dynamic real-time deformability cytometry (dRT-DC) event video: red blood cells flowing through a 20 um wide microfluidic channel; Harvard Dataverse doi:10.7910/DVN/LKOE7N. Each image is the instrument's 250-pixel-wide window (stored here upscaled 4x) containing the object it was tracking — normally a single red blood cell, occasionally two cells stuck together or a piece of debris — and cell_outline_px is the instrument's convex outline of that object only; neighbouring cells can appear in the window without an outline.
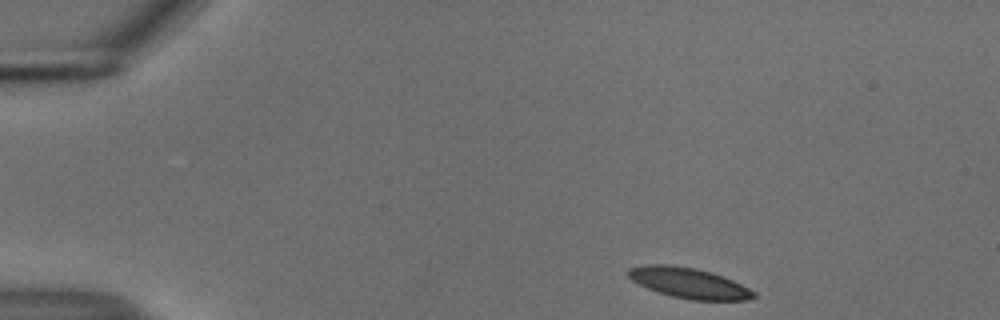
{"species": "common noctule bat (a hibernating species)", "species_latin": "Nyctalus noctula", "temperature_condition": "cold", "stored_images_in_passage": 47, "camera_frame_rate_fps": 3000, "um_per_image_px": 0.085, "animal": {"sex": "male", "body_mass_g": 18.8}, "frame": {"image": 1, "passage_image": 1, "time_ms": 0.0, "image_size_px": [1000, 320], "cell_outline_px": [[756, 296], [748, 300], [692, 300], [672, 296], [648, 288], [632, 280], [624, 272], [628, 268], [644, 264], [668, 264], [696, 268], [712, 272], [732, 280], [756, 292]], "centroid_in_image_um": [58.53, 24.04], "position_along_channel_um": 26.5, "area_um2": 22.25}}
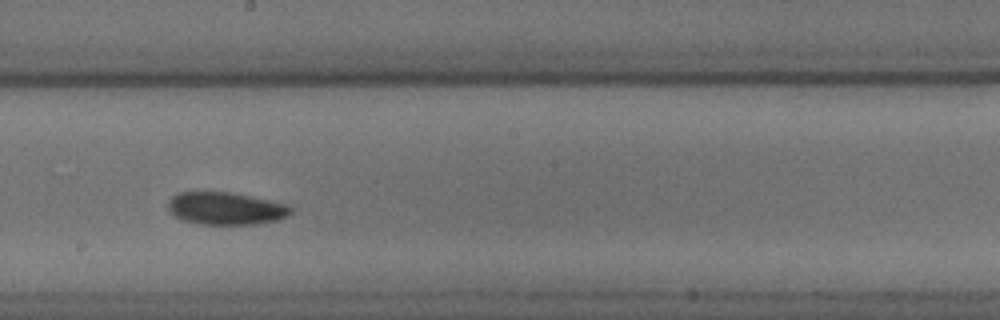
{"frame": {"image": 2, "passage_image": 24, "time_ms": 7.667, "image_size_px": [1000, 320], "cell_outline_px": [[292, 212], [288, 216], [276, 220], [256, 224], [196, 224], [180, 220], [168, 212], [168, 200], [172, 196], [180, 192], [232, 192], [288, 204], [292, 208]], "centroid_in_image_um": [19.16, 17.72], "position_along_channel_um": 229.0, "area_um2": 23.52}}
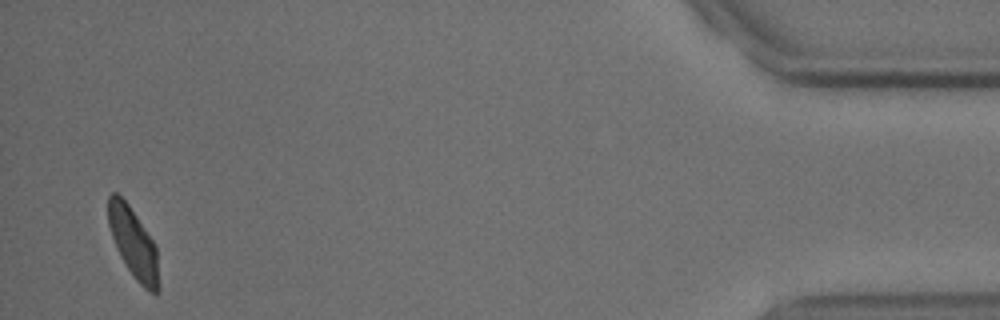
{"frame": {"image": 3, "passage_image": 46, "time_ms": 15.0, "image_size_px": [1000, 320], "cell_outline_px": [[160, 292], [148, 292], [136, 280], [120, 256], [116, 248], [108, 224], [108, 196], [112, 192], [116, 192], [128, 204], [156, 244], [160, 288]], "centroid_in_image_um": [11.36, 20.68], "position_along_channel_um": 423.8, "area_um2": 20.69}, "authors_computed_cell_mechanics": {"area_um2": 22.4264, "velocity_mm_per_s": 3.6733, "shape_relaxation_time_tau1_ms": 3.9413, "shape_relaxation_time_tau2_ms": null, "deformation_change_tau1": 0.0966, "deformation_change_tau2": null}}